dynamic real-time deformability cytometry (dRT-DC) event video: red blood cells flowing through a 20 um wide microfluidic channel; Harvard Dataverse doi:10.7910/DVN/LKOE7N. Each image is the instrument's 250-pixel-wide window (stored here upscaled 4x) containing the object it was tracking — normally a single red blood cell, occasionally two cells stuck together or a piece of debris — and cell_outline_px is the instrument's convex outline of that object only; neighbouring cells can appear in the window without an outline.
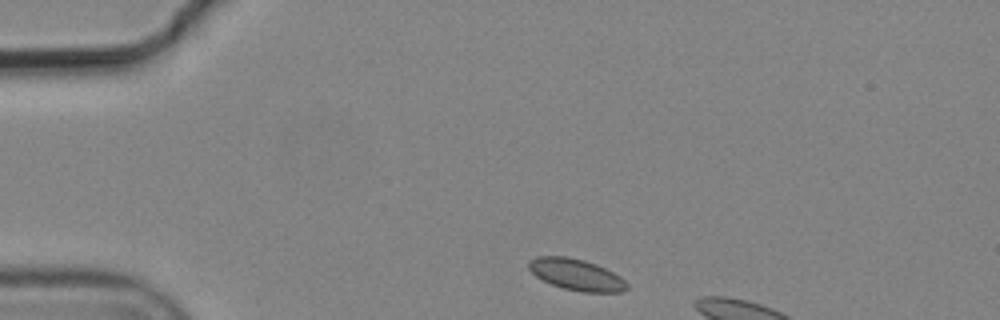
{"species": "common noctule bat (a hibernating species)", "species_latin": "Nyctalus noctula", "temperature_condition": "cold", "stored_images_in_passage": 2, "camera_frame_rate_fps": 3000, "um_per_image_px": 0.085, "animal": {"sex": "male", "body_mass_g": 19.2, "forearm_length_mm": 51.8}, "frame": {"image": 1, "passage_image": 1, "time_ms": 0.0, "image_size_px": [1000, 320], "cell_outline_px": [[628, 288], [620, 292], [580, 292], [564, 288], [552, 284], [536, 276], [528, 268], [528, 260], [536, 256], [564, 256], [584, 260], [596, 264], [620, 276], [628, 284]], "centroid_in_image_um": [48.97, 23.33], "position_along_channel_um": 36.0, "area_um2": 17.86}}